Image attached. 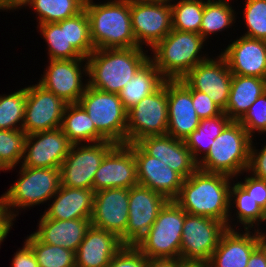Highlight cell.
<instances>
[{
  "label": "cell",
  "mask_w": 266,
  "mask_h": 267,
  "mask_svg": "<svg viewBox=\"0 0 266 267\" xmlns=\"http://www.w3.org/2000/svg\"><path fill=\"white\" fill-rule=\"evenodd\" d=\"M233 179L225 174L197 169L184 179L174 201L188 214L209 217L234 229L231 225L234 218L229 211L231 181L235 182Z\"/></svg>",
  "instance_id": "cell-1"
},
{
  "label": "cell",
  "mask_w": 266,
  "mask_h": 267,
  "mask_svg": "<svg viewBox=\"0 0 266 267\" xmlns=\"http://www.w3.org/2000/svg\"><path fill=\"white\" fill-rule=\"evenodd\" d=\"M143 47L95 49L87 57L88 86L118 94L150 60Z\"/></svg>",
  "instance_id": "cell-2"
},
{
  "label": "cell",
  "mask_w": 266,
  "mask_h": 267,
  "mask_svg": "<svg viewBox=\"0 0 266 267\" xmlns=\"http://www.w3.org/2000/svg\"><path fill=\"white\" fill-rule=\"evenodd\" d=\"M84 9L90 22V36L95 49L139 47L132 31L130 0H86Z\"/></svg>",
  "instance_id": "cell-3"
},
{
  "label": "cell",
  "mask_w": 266,
  "mask_h": 267,
  "mask_svg": "<svg viewBox=\"0 0 266 267\" xmlns=\"http://www.w3.org/2000/svg\"><path fill=\"white\" fill-rule=\"evenodd\" d=\"M205 39L198 33L172 29L151 51L150 61L166 80L182 79L191 69L207 60L200 54Z\"/></svg>",
  "instance_id": "cell-4"
},
{
  "label": "cell",
  "mask_w": 266,
  "mask_h": 267,
  "mask_svg": "<svg viewBox=\"0 0 266 267\" xmlns=\"http://www.w3.org/2000/svg\"><path fill=\"white\" fill-rule=\"evenodd\" d=\"M252 139L238 121H231L214 139L209 152L198 163V169L235 179L243 172L247 174Z\"/></svg>",
  "instance_id": "cell-5"
},
{
  "label": "cell",
  "mask_w": 266,
  "mask_h": 267,
  "mask_svg": "<svg viewBox=\"0 0 266 267\" xmlns=\"http://www.w3.org/2000/svg\"><path fill=\"white\" fill-rule=\"evenodd\" d=\"M19 166V178L3 194L5 204L14 218L21 209L51 201L61 185L60 168Z\"/></svg>",
  "instance_id": "cell-6"
},
{
  "label": "cell",
  "mask_w": 266,
  "mask_h": 267,
  "mask_svg": "<svg viewBox=\"0 0 266 267\" xmlns=\"http://www.w3.org/2000/svg\"><path fill=\"white\" fill-rule=\"evenodd\" d=\"M185 216L186 212L174 200H168L135 247L147 258H180Z\"/></svg>",
  "instance_id": "cell-7"
},
{
  "label": "cell",
  "mask_w": 266,
  "mask_h": 267,
  "mask_svg": "<svg viewBox=\"0 0 266 267\" xmlns=\"http://www.w3.org/2000/svg\"><path fill=\"white\" fill-rule=\"evenodd\" d=\"M94 122L96 130L115 144H126L127 110L118 94L87 86L78 102Z\"/></svg>",
  "instance_id": "cell-8"
},
{
  "label": "cell",
  "mask_w": 266,
  "mask_h": 267,
  "mask_svg": "<svg viewBox=\"0 0 266 267\" xmlns=\"http://www.w3.org/2000/svg\"><path fill=\"white\" fill-rule=\"evenodd\" d=\"M167 80L153 93L127 111L126 144L142 138L167 134Z\"/></svg>",
  "instance_id": "cell-9"
},
{
  "label": "cell",
  "mask_w": 266,
  "mask_h": 267,
  "mask_svg": "<svg viewBox=\"0 0 266 267\" xmlns=\"http://www.w3.org/2000/svg\"><path fill=\"white\" fill-rule=\"evenodd\" d=\"M227 229L224 222L186 213L181 236L180 259L185 262L208 264Z\"/></svg>",
  "instance_id": "cell-10"
},
{
  "label": "cell",
  "mask_w": 266,
  "mask_h": 267,
  "mask_svg": "<svg viewBox=\"0 0 266 267\" xmlns=\"http://www.w3.org/2000/svg\"><path fill=\"white\" fill-rule=\"evenodd\" d=\"M116 144L101 141L72 144L60 167L61 185L69 188L93 189V181L104 156Z\"/></svg>",
  "instance_id": "cell-11"
},
{
  "label": "cell",
  "mask_w": 266,
  "mask_h": 267,
  "mask_svg": "<svg viewBox=\"0 0 266 267\" xmlns=\"http://www.w3.org/2000/svg\"><path fill=\"white\" fill-rule=\"evenodd\" d=\"M132 31L139 47L150 50L172 30V7L166 0H130Z\"/></svg>",
  "instance_id": "cell-12"
},
{
  "label": "cell",
  "mask_w": 266,
  "mask_h": 267,
  "mask_svg": "<svg viewBox=\"0 0 266 267\" xmlns=\"http://www.w3.org/2000/svg\"><path fill=\"white\" fill-rule=\"evenodd\" d=\"M44 71L39 85L67 104L79 102L88 86V81L85 84L82 82V77L85 74L88 76L87 58L49 60Z\"/></svg>",
  "instance_id": "cell-13"
},
{
  "label": "cell",
  "mask_w": 266,
  "mask_h": 267,
  "mask_svg": "<svg viewBox=\"0 0 266 267\" xmlns=\"http://www.w3.org/2000/svg\"><path fill=\"white\" fill-rule=\"evenodd\" d=\"M67 103L38 83L26 87V105L22 130L27 134L61 127Z\"/></svg>",
  "instance_id": "cell-14"
},
{
  "label": "cell",
  "mask_w": 266,
  "mask_h": 267,
  "mask_svg": "<svg viewBox=\"0 0 266 267\" xmlns=\"http://www.w3.org/2000/svg\"><path fill=\"white\" fill-rule=\"evenodd\" d=\"M232 76L226 59L220 54L191 69L181 80L190 88L207 94L223 111L229 100Z\"/></svg>",
  "instance_id": "cell-15"
},
{
  "label": "cell",
  "mask_w": 266,
  "mask_h": 267,
  "mask_svg": "<svg viewBox=\"0 0 266 267\" xmlns=\"http://www.w3.org/2000/svg\"><path fill=\"white\" fill-rule=\"evenodd\" d=\"M129 189L111 188L95 192L91 225L117 236L126 245Z\"/></svg>",
  "instance_id": "cell-16"
},
{
  "label": "cell",
  "mask_w": 266,
  "mask_h": 267,
  "mask_svg": "<svg viewBox=\"0 0 266 267\" xmlns=\"http://www.w3.org/2000/svg\"><path fill=\"white\" fill-rule=\"evenodd\" d=\"M139 184L133 144H116L103 158L94 176V192Z\"/></svg>",
  "instance_id": "cell-17"
},
{
  "label": "cell",
  "mask_w": 266,
  "mask_h": 267,
  "mask_svg": "<svg viewBox=\"0 0 266 267\" xmlns=\"http://www.w3.org/2000/svg\"><path fill=\"white\" fill-rule=\"evenodd\" d=\"M71 146L72 143L61 128L27 135L20 165L30 168H60Z\"/></svg>",
  "instance_id": "cell-18"
},
{
  "label": "cell",
  "mask_w": 266,
  "mask_h": 267,
  "mask_svg": "<svg viewBox=\"0 0 266 267\" xmlns=\"http://www.w3.org/2000/svg\"><path fill=\"white\" fill-rule=\"evenodd\" d=\"M168 200L158 192L137 184L129 189V217L126 245L135 246L149 231Z\"/></svg>",
  "instance_id": "cell-19"
},
{
  "label": "cell",
  "mask_w": 266,
  "mask_h": 267,
  "mask_svg": "<svg viewBox=\"0 0 266 267\" xmlns=\"http://www.w3.org/2000/svg\"><path fill=\"white\" fill-rule=\"evenodd\" d=\"M137 164V179L142 186L163 195L167 200H175L184 178L159 159L148 155L137 143L133 144Z\"/></svg>",
  "instance_id": "cell-20"
},
{
  "label": "cell",
  "mask_w": 266,
  "mask_h": 267,
  "mask_svg": "<svg viewBox=\"0 0 266 267\" xmlns=\"http://www.w3.org/2000/svg\"><path fill=\"white\" fill-rule=\"evenodd\" d=\"M167 101V134L185 140L200 123L193 107L191 89L181 79L167 80Z\"/></svg>",
  "instance_id": "cell-21"
},
{
  "label": "cell",
  "mask_w": 266,
  "mask_h": 267,
  "mask_svg": "<svg viewBox=\"0 0 266 267\" xmlns=\"http://www.w3.org/2000/svg\"><path fill=\"white\" fill-rule=\"evenodd\" d=\"M241 36L221 53L231 73L266 79V41Z\"/></svg>",
  "instance_id": "cell-22"
},
{
  "label": "cell",
  "mask_w": 266,
  "mask_h": 267,
  "mask_svg": "<svg viewBox=\"0 0 266 267\" xmlns=\"http://www.w3.org/2000/svg\"><path fill=\"white\" fill-rule=\"evenodd\" d=\"M137 144L148 155L159 159L184 179L198 169V163L194 160L184 140L165 134L142 138Z\"/></svg>",
  "instance_id": "cell-23"
},
{
  "label": "cell",
  "mask_w": 266,
  "mask_h": 267,
  "mask_svg": "<svg viewBox=\"0 0 266 267\" xmlns=\"http://www.w3.org/2000/svg\"><path fill=\"white\" fill-rule=\"evenodd\" d=\"M123 247L117 236L91 225L75 252V267H108Z\"/></svg>",
  "instance_id": "cell-24"
},
{
  "label": "cell",
  "mask_w": 266,
  "mask_h": 267,
  "mask_svg": "<svg viewBox=\"0 0 266 267\" xmlns=\"http://www.w3.org/2000/svg\"><path fill=\"white\" fill-rule=\"evenodd\" d=\"M245 231V232H244ZM227 229L212 253L209 267H246L252 252L258 247L257 229Z\"/></svg>",
  "instance_id": "cell-25"
},
{
  "label": "cell",
  "mask_w": 266,
  "mask_h": 267,
  "mask_svg": "<svg viewBox=\"0 0 266 267\" xmlns=\"http://www.w3.org/2000/svg\"><path fill=\"white\" fill-rule=\"evenodd\" d=\"M33 233L41 242L76 252L91 226V219L56 220L44 214Z\"/></svg>",
  "instance_id": "cell-26"
},
{
  "label": "cell",
  "mask_w": 266,
  "mask_h": 267,
  "mask_svg": "<svg viewBox=\"0 0 266 267\" xmlns=\"http://www.w3.org/2000/svg\"><path fill=\"white\" fill-rule=\"evenodd\" d=\"M94 194L93 189L69 188L60 185L44 215L48 219L56 220L91 219Z\"/></svg>",
  "instance_id": "cell-27"
},
{
  "label": "cell",
  "mask_w": 266,
  "mask_h": 267,
  "mask_svg": "<svg viewBox=\"0 0 266 267\" xmlns=\"http://www.w3.org/2000/svg\"><path fill=\"white\" fill-rule=\"evenodd\" d=\"M264 92L266 79L233 74L228 104L223 112L232 121H239Z\"/></svg>",
  "instance_id": "cell-28"
},
{
  "label": "cell",
  "mask_w": 266,
  "mask_h": 267,
  "mask_svg": "<svg viewBox=\"0 0 266 267\" xmlns=\"http://www.w3.org/2000/svg\"><path fill=\"white\" fill-rule=\"evenodd\" d=\"M60 128L72 144L107 141L79 103L67 104Z\"/></svg>",
  "instance_id": "cell-29"
},
{
  "label": "cell",
  "mask_w": 266,
  "mask_h": 267,
  "mask_svg": "<svg viewBox=\"0 0 266 267\" xmlns=\"http://www.w3.org/2000/svg\"><path fill=\"white\" fill-rule=\"evenodd\" d=\"M166 79L149 60L137 73L132 76L123 89L118 93L124 108L128 111L145 96L155 92Z\"/></svg>",
  "instance_id": "cell-30"
},
{
  "label": "cell",
  "mask_w": 266,
  "mask_h": 267,
  "mask_svg": "<svg viewBox=\"0 0 266 267\" xmlns=\"http://www.w3.org/2000/svg\"><path fill=\"white\" fill-rule=\"evenodd\" d=\"M231 121L224 112L214 117L200 119L199 126L196 130L184 140L185 145L197 163L207 155L211 145L214 143V139L220 135Z\"/></svg>",
  "instance_id": "cell-31"
},
{
  "label": "cell",
  "mask_w": 266,
  "mask_h": 267,
  "mask_svg": "<svg viewBox=\"0 0 266 267\" xmlns=\"http://www.w3.org/2000/svg\"><path fill=\"white\" fill-rule=\"evenodd\" d=\"M229 208H236V213L233 214L237 223L243 225L244 230H252L255 226L264 223L265 211L256 203V201L249 196L247 191L238 183L231 184ZM233 204V205H232ZM235 206V207H234ZM252 228V229H251Z\"/></svg>",
  "instance_id": "cell-32"
},
{
  "label": "cell",
  "mask_w": 266,
  "mask_h": 267,
  "mask_svg": "<svg viewBox=\"0 0 266 267\" xmlns=\"http://www.w3.org/2000/svg\"><path fill=\"white\" fill-rule=\"evenodd\" d=\"M85 2L86 0H32L28 7L33 8L40 25L77 15L84 10Z\"/></svg>",
  "instance_id": "cell-33"
},
{
  "label": "cell",
  "mask_w": 266,
  "mask_h": 267,
  "mask_svg": "<svg viewBox=\"0 0 266 267\" xmlns=\"http://www.w3.org/2000/svg\"><path fill=\"white\" fill-rule=\"evenodd\" d=\"M235 14L236 11L232 8L231 3L207 0L204 4L199 34L207 40L210 34L215 35L232 27V24L236 22Z\"/></svg>",
  "instance_id": "cell-34"
},
{
  "label": "cell",
  "mask_w": 266,
  "mask_h": 267,
  "mask_svg": "<svg viewBox=\"0 0 266 267\" xmlns=\"http://www.w3.org/2000/svg\"><path fill=\"white\" fill-rule=\"evenodd\" d=\"M48 45L49 60L77 59L82 57L71 44H67L66 19L55 23L37 25Z\"/></svg>",
  "instance_id": "cell-35"
},
{
  "label": "cell",
  "mask_w": 266,
  "mask_h": 267,
  "mask_svg": "<svg viewBox=\"0 0 266 267\" xmlns=\"http://www.w3.org/2000/svg\"><path fill=\"white\" fill-rule=\"evenodd\" d=\"M25 243L31 248L39 267H75V252L41 242L33 233Z\"/></svg>",
  "instance_id": "cell-36"
},
{
  "label": "cell",
  "mask_w": 266,
  "mask_h": 267,
  "mask_svg": "<svg viewBox=\"0 0 266 267\" xmlns=\"http://www.w3.org/2000/svg\"><path fill=\"white\" fill-rule=\"evenodd\" d=\"M173 0L170 1L172 7V29L182 32L200 31L203 18L205 0ZM172 2V3H171Z\"/></svg>",
  "instance_id": "cell-37"
},
{
  "label": "cell",
  "mask_w": 266,
  "mask_h": 267,
  "mask_svg": "<svg viewBox=\"0 0 266 267\" xmlns=\"http://www.w3.org/2000/svg\"><path fill=\"white\" fill-rule=\"evenodd\" d=\"M26 105V87L9 95H0V129L22 130Z\"/></svg>",
  "instance_id": "cell-38"
},
{
  "label": "cell",
  "mask_w": 266,
  "mask_h": 267,
  "mask_svg": "<svg viewBox=\"0 0 266 267\" xmlns=\"http://www.w3.org/2000/svg\"><path fill=\"white\" fill-rule=\"evenodd\" d=\"M26 136L23 130L0 129V171L13 170L21 163Z\"/></svg>",
  "instance_id": "cell-39"
},
{
  "label": "cell",
  "mask_w": 266,
  "mask_h": 267,
  "mask_svg": "<svg viewBox=\"0 0 266 267\" xmlns=\"http://www.w3.org/2000/svg\"><path fill=\"white\" fill-rule=\"evenodd\" d=\"M67 44L84 58H87L94 50L90 36V22L85 9L77 15L66 19Z\"/></svg>",
  "instance_id": "cell-40"
},
{
  "label": "cell",
  "mask_w": 266,
  "mask_h": 267,
  "mask_svg": "<svg viewBox=\"0 0 266 267\" xmlns=\"http://www.w3.org/2000/svg\"><path fill=\"white\" fill-rule=\"evenodd\" d=\"M244 7L247 31L243 36L266 41V0H246Z\"/></svg>",
  "instance_id": "cell-41"
},
{
  "label": "cell",
  "mask_w": 266,
  "mask_h": 267,
  "mask_svg": "<svg viewBox=\"0 0 266 267\" xmlns=\"http://www.w3.org/2000/svg\"><path fill=\"white\" fill-rule=\"evenodd\" d=\"M238 122L251 137L255 132L260 135L266 133V92L257 98Z\"/></svg>",
  "instance_id": "cell-42"
},
{
  "label": "cell",
  "mask_w": 266,
  "mask_h": 267,
  "mask_svg": "<svg viewBox=\"0 0 266 267\" xmlns=\"http://www.w3.org/2000/svg\"><path fill=\"white\" fill-rule=\"evenodd\" d=\"M147 257L135 246L124 247L112 258L108 267H145Z\"/></svg>",
  "instance_id": "cell-43"
},
{
  "label": "cell",
  "mask_w": 266,
  "mask_h": 267,
  "mask_svg": "<svg viewBox=\"0 0 266 267\" xmlns=\"http://www.w3.org/2000/svg\"><path fill=\"white\" fill-rule=\"evenodd\" d=\"M193 107L200 119L214 117L223 113V110L211 98L202 92L191 89Z\"/></svg>",
  "instance_id": "cell-44"
},
{
  "label": "cell",
  "mask_w": 266,
  "mask_h": 267,
  "mask_svg": "<svg viewBox=\"0 0 266 267\" xmlns=\"http://www.w3.org/2000/svg\"><path fill=\"white\" fill-rule=\"evenodd\" d=\"M256 201V203L266 211V180L255 178L252 175L245 176L244 182H238Z\"/></svg>",
  "instance_id": "cell-45"
},
{
  "label": "cell",
  "mask_w": 266,
  "mask_h": 267,
  "mask_svg": "<svg viewBox=\"0 0 266 267\" xmlns=\"http://www.w3.org/2000/svg\"><path fill=\"white\" fill-rule=\"evenodd\" d=\"M253 143L252 139L247 172H250L255 178L266 180V145L259 150L255 148Z\"/></svg>",
  "instance_id": "cell-46"
},
{
  "label": "cell",
  "mask_w": 266,
  "mask_h": 267,
  "mask_svg": "<svg viewBox=\"0 0 266 267\" xmlns=\"http://www.w3.org/2000/svg\"><path fill=\"white\" fill-rule=\"evenodd\" d=\"M11 264V267H39L34 253L25 242L23 247L14 253Z\"/></svg>",
  "instance_id": "cell-47"
},
{
  "label": "cell",
  "mask_w": 266,
  "mask_h": 267,
  "mask_svg": "<svg viewBox=\"0 0 266 267\" xmlns=\"http://www.w3.org/2000/svg\"><path fill=\"white\" fill-rule=\"evenodd\" d=\"M16 220L11 212L8 210L3 195L0 197V246L5 238L8 236L13 222Z\"/></svg>",
  "instance_id": "cell-48"
},
{
  "label": "cell",
  "mask_w": 266,
  "mask_h": 267,
  "mask_svg": "<svg viewBox=\"0 0 266 267\" xmlns=\"http://www.w3.org/2000/svg\"><path fill=\"white\" fill-rule=\"evenodd\" d=\"M180 258H147L145 267H178Z\"/></svg>",
  "instance_id": "cell-49"
},
{
  "label": "cell",
  "mask_w": 266,
  "mask_h": 267,
  "mask_svg": "<svg viewBox=\"0 0 266 267\" xmlns=\"http://www.w3.org/2000/svg\"><path fill=\"white\" fill-rule=\"evenodd\" d=\"M246 267H266L265 255L259 247L252 252Z\"/></svg>",
  "instance_id": "cell-50"
},
{
  "label": "cell",
  "mask_w": 266,
  "mask_h": 267,
  "mask_svg": "<svg viewBox=\"0 0 266 267\" xmlns=\"http://www.w3.org/2000/svg\"><path fill=\"white\" fill-rule=\"evenodd\" d=\"M31 1L32 0H0V10H20L22 7H27Z\"/></svg>",
  "instance_id": "cell-51"
},
{
  "label": "cell",
  "mask_w": 266,
  "mask_h": 267,
  "mask_svg": "<svg viewBox=\"0 0 266 267\" xmlns=\"http://www.w3.org/2000/svg\"><path fill=\"white\" fill-rule=\"evenodd\" d=\"M259 227L257 228V245L261 249V251L264 253L266 258V234L261 233Z\"/></svg>",
  "instance_id": "cell-52"
},
{
  "label": "cell",
  "mask_w": 266,
  "mask_h": 267,
  "mask_svg": "<svg viewBox=\"0 0 266 267\" xmlns=\"http://www.w3.org/2000/svg\"><path fill=\"white\" fill-rule=\"evenodd\" d=\"M178 267H209L207 263L181 261Z\"/></svg>",
  "instance_id": "cell-53"
},
{
  "label": "cell",
  "mask_w": 266,
  "mask_h": 267,
  "mask_svg": "<svg viewBox=\"0 0 266 267\" xmlns=\"http://www.w3.org/2000/svg\"><path fill=\"white\" fill-rule=\"evenodd\" d=\"M213 1H218V2H228L229 0H213Z\"/></svg>",
  "instance_id": "cell-54"
},
{
  "label": "cell",
  "mask_w": 266,
  "mask_h": 267,
  "mask_svg": "<svg viewBox=\"0 0 266 267\" xmlns=\"http://www.w3.org/2000/svg\"><path fill=\"white\" fill-rule=\"evenodd\" d=\"M264 221L266 222V211H265V219H264ZM261 233L266 234V232H263L262 230H261Z\"/></svg>",
  "instance_id": "cell-55"
}]
</instances>
